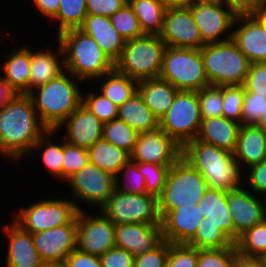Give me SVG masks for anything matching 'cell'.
I'll list each match as a JSON object with an SVG mask.
<instances>
[{
    "label": "cell",
    "instance_id": "cell-1",
    "mask_svg": "<svg viewBox=\"0 0 266 267\" xmlns=\"http://www.w3.org/2000/svg\"><path fill=\"white\" fill-rule=\"evenodd\" d=\"M48 131L27 94H15L0 109V154L10 160L33 152L35 143Z\"/></svg>",
    "mask_w": 266,
    "mask_h": 267
},
{
    "label": "cell",
    "instance_id": "cell-2",
    "mask_svg": "<svg viewBox=\"0 0 266 267\" xmlns=\"http://www.w3.org/2000/svg\"><path fill=\"white\" fill-rule=\"evenodd\" d=\"M79 82L81 83L82 80L65 70L57 78L51 79L46 84L37 86L27 93L41 123L48 130H56L79 107L82 102V90Z\"/></svg>",
    "mask_w": 266,
    "mask_h": 267
},
{
    "label": "cell",
    "instance_id": "cell-3",
    "mask_svg": "<svg viewBox=\"0 0 266 267\" xmlns=\"http://www.w3.org/2000/svg\"><path fill=\"white\" fill-rule=\"evenodd\" d=\"M182 157L204 177L209 188L229 191L242 186L243 170L227 150L195 138L183 146Z\"/></svg>",
    "mask_w": 266,
    "mask_h": 267
},
{
    "label": "cell",
    "instance_id": "cell-4",
    "mask_svg": "<svg viewBox=\"0 0 266 267\" xmlns=\"http://www.w3.org/2000/svg\"><path fill=\"white\" fill-rule=\"evenodd\" d=\"M57 37L63 50L65 70L74 77L82 81L99 80L114 69L97 42L79 28L66 30Z\"/></svg>",
    "mask_w": 266,
    "mask_h": 267
},
{
    "label": "cell",
    "instance_id": "cell-5",
    "mask_svg": "<svg viewBox=\"0 0 266 267\" xmlns=\"http://www.w3.org/2000/svg\"><path fill=\"white\" fill-rule=\"evenodd\" d=\"M200 53L210 85L244 84L251 63L232 39L205 44Z\"/></svg>",
    "mask_w": 266,
    "mask_h": 267
},
{
    "label": "cell",
    "instance_id": "cell-6",
    "mask_svg": "<svg viewBox=\"0 0 266 267\" xmlns=\"http://www.w3.org/2000/svg\"><path fill=\"white\" fill-rule=\"evenodd\" d=\"M208 189L204 177L183 157L170 167L165 187L158 197L161 219L171 210L198 204Z\"/></svg>",
    "mask_w": 266,
    "mask_h": 267
},
{
    "label": "cell",
    "instance_id": "cell-7",
    "mask_svg": "<svg viewBox=\"0 0 266 267\" xmlns=\"http://www.w3.org/2000/svg\"><path fill=\"white\" fill-rule=\"evenodd\" d=\"M166 44L159 35L145 34L126 40L114 68L137 81L159 78Z\"/></svg>",
    "mask_w": 266,
    "mask_h": 267
},
{
    "label": "cell",
    "instance_id": "cell-8",
    "mask_svg": "<svg viewBox=\"0 0 266 267\" xmlns=\"http://www.w3.org/2000/svg\"><path fill=\"white\" fill-rule=\"evenodd\" d=\"M159 78L178 91H200L210 85L200 49L166 46Z\"/></svg>",
    "mask_w": 266,
    "mask_h": 267
},
{
    "label": "cell",
    "instance_id": "cell-9",
    "mask_svg": "<svg viewBox=\"0 0 266 267\" xmlns=\"http://www.w3.org/2000/svg\"><path fill=\"white\" fill-rule=\"evenodd\" d=\"M75 202L63 198L42 199L28 207L20 208L12 221L31 234L69 225L76 219L78 211L84 210Z\"/></svg>",
    "mask_w": 266,
    "mask_h": 267
},
{
    "label": "cell",
    "instance_id": "cell-10",
    "mask_svg": "<svg viewBox=\"0 0 266 267\" xmlns=\"http://www.w3.org/2000/svg\"><path fill=\"white\" fill-rule=\"evenodd\" d=\"M99 210L114 224H161L158 198L147 193L126 194L115 189Z\"/></svg>",
    "mask_w": 266,
    "mask_h": 267
},
{
    "label": "cell",
    "instance_id": "cell-11",
    "mask_svg": "<svg viewBox=\"0 0 266 267\" xmlns=\"http://www.w3.org/2000/svg\"><path fill=\"white\" fill-rule=\"evenodd\" d=\"M202 121L196 91H178L173 104L159 119V129L181 146L197 137Z\"/></svg>",
    "mask_w": 266,
    "mask_h": 267
},
{
    "label": "cell",
    "instance_id": "cell-12",
    "mask_svg": "<svg viewBox=\"0 0 266 267\" xmlns=\"http://www.w3.org/2000/svg\"><path fill=\"white\" fill-rule=\"evenodd\" d=\"M189 7L205 44L232 39L231 28L237 16L232 8L217 0H196Z\"/></svg>",
    "mask_w": 266,
    "mask_h": 267
},
{
    "label": "cell",
    "instance_id": "cell-13",
    "mask_svg": "<svg viewBox=\"0 0 266 267\" xmlns=\"http://www.w3.org/2000/svg\"><path fill=\"white\" fill-rule=\"evenodd\" d=\"M74 199L101 208L116 189L115 177L88 163L67 180Z\"/></svg>",
    "mask_w": 266,
    "mask_h": 267
},
{
    "label": "cell",
    "instance_id": "cell-14",
    "mask_svg": "<svg viewBox=\"0 0 266 267\" xmlns=\"http://www.w3.org/2000/svg\"><path fill=\"white\" fill-rule=\"evenodd\" d=\"M97 215V216H96ZM115 247V224L100 215H87L85 210L77 213V249L81 252L101 256Z\"/></svg>",
    "mask_w": 266,
    "mask_h": 267
},
{
    "label": "cell",
    "instance_id": "cell-15",
    "mask_svg": "<svg viewBox=\"0 0 266 267\" xmlns=\"http://www.w3.org/2000/svg\"><path fill=\"white\" fill-rule=\"evenodd\" d=\"M183 146L161 129L139 133L131 161L173 166L181 157Z\"/></svg>",
    "mask_w": 266,
    "mask_h": 267
},
{
    "label": "cell",
    "instance_id": "cell-16",
    "mask_svg": "<svg viewBox=\"0 0 266 267\" xmlns=\"http://www.w3.org/2000/svg\"><path fill=\"white\" fill-rule=\"evenodd\" d=\"M159 36L170 47L201 49L205 45L189 6L167 8Z\"/></svg>",
    "mask_w": 266,
    "mask_h": 267
},
{
    "label": "cell",
    "instance_id": "cell-17",
    "mask_svg": "<svg viewBox=\"0 0 266 267\" xmlns=\"http://www.w3.org/2000/svg\"><path fill=\"white\" fill-rule=\"evenodd\" d=\"M34 246L46 265H62L77 249V216L69 225L32 234Z\"/></svg>",
    "mask_w": 266,
    "mask_h": 267
},
{
    "label": "cell",
    "instance_id": "cell-18",
    "mask_svg": "<svg viewBox=\"0 0 266 267\" xmlns=\"http://www.w3.org/2000/svg\"><path fill=\"white\" fill-rule=\"evenodd\" d=\"M241 186L227 191V205L233 223V241L236 242L240 235L256 224L265 220V197L251 193Z\"/></svg>",
    "mask_w": 266,
    "mask_h": 267
},
{
    "label": "cell",
    "instance_id": "cell-19",
    "mask_svg": "<svg viewBox=\"0 0 266 267\" xmlns=\"http://www.w3.org/2000/svg\"><path fill=\"white\" fill-rule=\"evenodd\" d=\"M232 29V40L250 63L266 62V31L251 13L237 14Z\"/></svg>",
    "mask_w": 266,
    "mask_h": 267
},
{
    "label": "cell",
    "instance_id": "cell-20",
    "mask_svg": "<svg viewBox=\"0 0 266 267\" xmlns=\"http://www.w3.org/2000/svg\"><path fill=\"white\" fill-rule=\"evenodd\" d=\"M103 122H101L82 102L56 129L66 127L67 137L64 141L84 149H90L102 139ZM66 139V140H65Z\"/></svg>",
    "mask_w": 266,
    "mask_h": 267
},
{
    "label": "cell",
    "instance_id": "cell-21",
    "mask_svg": "<svg viewBox=\"0 0 266 267\" xmlns=\"http://www.w3.org/2000/svg\"><path fill=\"white\" fill-rule=\"evenodd\" d=\"M162 241L161 224H115V246L134 256L152 251Z\"/></svg>",
    "mask_w": 266,
    "mask_h": 267
},
{
    "label": "cell",
    "instance_id": "cell-22",
    "mask_svg": "<svg viewBox=\"0 0 266 267\" xmlns=\"http://www.w3.org/2000/svg\"><path fill=\"white\" fill-rule=\"evenodd\" d=\"M203 218L198 204L169 211L161 219L163 240L169 243H187L195 235Z\"/></svg>",
    "mask_w": 266,
    "mask_h": 267
},
{
    "label": "cell",
    "instance_id": "cell-23",
    "mask_svg": "<svg viewBox=\"0 0 266 267\" xmlns=\"http://www.w3.org/2000/svg\"><path fill=\"white\" fill-rule=\"evenodd\" d=\"M3 234L9 236L6 267H43L39 252L34 246L32 234L23 230L14 221L6 224Z\"/></svg>",
    "mask_w": 266,
    "mask_h": 267
},
{
    "label": "cell",
    "instance_id": "cell-24",
    "mask_svg": "<svg viewBox=\"0 0 266 267\" xmlns=\"http://www.w3.org/2000/svg\"><path fill=\"white\" fill-rule=\"evenodd\" d=\"M79 29L97 42L113 64L119 60L126 40L115 30L110 17L88 14Z\"/></svg>",
    "mask_w": 266,
    "mask_h": 267
},
{
    "label": "cell",
    "instance_id": "cell-25",
    "mask_svg": "<svg viewBox=\"0 0 266 267\" xmlns=\"http://www.w3.org/2000/svg\"><path fill=\"white\" fill-rule=\"evenodd\" d=\"M233 156L241 169L266 160V133L257 125H241Z\"/></svg>",
    "mask_w": 266,
    "mask_h": 267
},
{
    "label": "cell",
    "instance_id": "cell-26",
    "mask_svg": "<svg viewBox=\"0 0 266 267\" xmlns=\"http://www.w3.org/2000/svg\"><path fill=\"white\" fill-rule=\"evenodd\" d=\"M240 128V123L224 116L202 119L196 139L233 153Z\"/></svg>",
    "mask_w": 266,
    "mask_h": 267
},
{
    "label": "cell",
    "instance_id": "cell-27",
    "mask_svg": "<svg viewBox=\"0 0 266 267\" xmlns=\"http://www.w3.org/2000/svg\"><path fill=\"white\" fill-rule=\"evenodd\" d=\"M56 50L55 53L49 48L37 50L38 52L31 50L29 91L57 78L65 71L63 50L59 42Z\"/></svg>",
    "mask_w": 266,
    "mask_h": 267
},
{
    "label": "cell",
    "instance_id": "cell-28",
    "mask_svg": "<svg viewBox=\"0 0 266 267\" xmlns=\"http://www.w3.org/2000/svg\"><path fill=\"white\" fill-rule=\"evenodd\" d=\"M2 64L3 78L15 94L29 92L31 49L23 46L13 49Z\"/></svg>",
    "mask_w": 266,
    "mask_h": 267
},
{
    "label": "cell",
    "instance_id": "cell-29",
    "mask_svg": "<svg viewBox=\"0 0 266 267\" xmlns=\"http://www.w3.org/2000/svg\"><path fill=\"white\" fill-rule=\"evenodd\" d=\"M137 91L146 106L160 119L173 104L178 90L166 80L151 78L138 81Z\"/></svg>",
    "mask_w": 266,
    "mask_h": 267
},
{
    "label": "cell",
    "instance_id": "cell-30",
    "mask_svg": "<svg viewBox=\"0 0 266 267\" xmlns=\"http://www.w3.org/2000/svg\"><path fill=\"white\" fill-rule=\"evenodd\" d=\"M198 207L206 222L220 227L233 240V223L227 205V191L208 187Z\"/></svg>",
    "mask_w": 266,
    "mask_h": 267
},
{
    "label": "cell",
    "instance_id": "cell-31",
    "mask_svg": "<svg viewBox=\"0 0 266 267\" xmlns=\"http://www.w3.org/2000/svg\"><path fill=\"white\" fill-rule=\"evenodd\" d=\"M118 119L124 121L138 133L159 129V119L146 106L138 91L118 107Z\"/></svg>",
    "mask_w": 266,
    "mask_h": 267
},
{
    "label": "cell",
    "instance_id": "cell-32",
    "mask_svg": "<svg viewBox=\"0 0 266 267\" xmlns=\"http://www.w3.org/2000/svg\"><path fill=\"white\" fill-rule=\"evenodd\" d=\"M89 163L117 176L120 169L131 160V154L126 150L110 144L103 138L88 149Z\"/></svg>",
    "mask_w": 266,
    "mask_h": 267
},
{
    "label": "cell",
    "instance_id": "cell-33",
    "mask_svg": "<svg viewBox=\"0 0 266 267\" xmlns=\"http://www.w3.org/2000/svg\"><path fill=\"white\" fill-rule=\"evenodd\" d=\"M100 83V93L111 100L118 107L129 100L137 92L138 81L118 72L115 68L104 74Z\"/></svg>",
    "mask_w": 266,
    "mask_h": 267
},
{
    "label": "cell",
    "instance_id": "cell-34",
    "mask_svg": "<svg viewBox=\"0 0 266 267\" xmlns=\"http://www.w3.org/2000/svg\"><path fill=\"white\" fill-rule=\"evenodd\" d=\"M136 17L144 34L159 35L163 28L166 8L160 0H131Z\"/></svg>",
    "mask_w": 266,
    "mask_h": 267
},
{
    "label": "cell",
    "instance_id": "cell-35",
    "mask_svg": "<svg viewBox=\"0 0 266 267\" xmlns=\"http://www.w3.org/2000/svg\"><path fill=\"white\" fill-rule=\"evenodd\" d=\"M197 249H224L235 246V242L218 226L203 218L195 235L186 243Z\"/></svg>",
    "mask_w": 266,
    "mask_h": 267
},
{
    "label": "cell",
    "instance_id": "cell-36",
    "mask_svg": "<svg viewBox=\"0 0 266 267\" xmlns=\"http://www.w3.org/2000/svg\"><path fill=\"white\" fill-rule=\"evenodd\" d=\"M235 246L239 255L266 258V220L240 235Z\"/></svg>",
    "mask_w": 266,
    "mask_h": 267
},
{
    "label": "cell",
    "instance_id": "cell-37",
    "mask_svg": "<svg viewBox=\"0 0 266 267\" xmlns=\"http://www.w3.org/2000/svg\"><path fill=\"white\" fill-rule=\"evenodd\" d=\"M57 133L56 130H48L33 146V151L40 150L42 147V161L45 169L56 178L62 181V163H63V143L57 144L48 139L52 134ZM46 146V147H45ZM44 149V150H43Z\"/></svg>",
    "mask_w": 266,
    "mask_h": 267
},
{
    "label": "cell",
    "instance_id": "cell-38",
    "mask_svg": "<svg viewBox=\"0 0 266 267\" xmlns=\"http://www.w3.org/2000/svg\"><path fill=\"white\" fill-rule=\"evenodd\" d=\"M59 10L53 18L58 21V34L69 30L78 29L84 22L87 13L86 0H59Z\"/></svg>",
    "mask_w": 266,
    "mask_h": 267
},
{
    "label": "cell",
    "instance_id": "cell-39",
    "mask_svg": "<svg viewBox=\"0 0 266 267\" xmlns=\"http://www.w3.org/2000/svg\"><path fill=\"white\" fill-rule=\"evenodd\" d=\"M139 133L120 119L103 124L102 138L130 154L134 150Z\"/></svg>",
    "mask_w": 266,
    "mask_h": 267
},
{
    "label": "cell",
    "instance_id": "cell-40",
    "mask_svg": "<svg viewBox=\"0 0 266 267\" xmlns=\"http://www.w3.org/2000/svg\"><path fill=\"white\" fill-rule=\"evenodd\" d=\"M115 30L125 39L130 40L145 35L140 27L132 6L127 3L110 17Z\"/></svg>",
    "mask_w": 266,
    "mask_h": 267
},
{
    "label": "cell",
    "instance_id": "cell-41",
    "mask_svg": "<svg viewBox=\"0 0 266 267\" xmlns=\"http://www.w3.org/2000/svg\"><path fill=\"white\" fill-rule=\"evenodd\" d=\"M122 175L123 179L120 178V176ZM115 182H116V189L121 193H126V194L146 193V184L144 176L139 171L138 165L131 160L120 169L117 176L115 177Z\"/></svg>",
    "mask_w": 266,
    "mask_h": 267
},
{
    "label": "cell",
    "instance_id": "cell-42",
    "mask_svg": "<svg viewBox=\"0 0 266 267\" xmlns=\"http://www.w3.org/2000/svg\"><path fill=\"white\" fill-rule=\"evenodd\" d=\"M202 119L223 116V85H209L197 91Z\"/></svg>",
    "mask_w": 266,
    "mask_h": 267
},
{
    "label": "cell",
    "instance_id": "cell-43",
    "mask_svg": "<svg viewBox=\"0 0 266 267\" xmlns=\"http://www.w3.org/2000/svg\"><path fill=\"white\" fill-rule=\"evenodd\" d=\"M143 174L146 184V193L159 197L165 187L166 177L170 167L154 163L135 162Z\"/></svg>",
    "mask_w": 266,
    "mask_h": 267
},
{
    "label": "cell",
    "instance_id": "cell-44",
    "mask_svg": "<svg viewBox=\"0 0 266 267\" xmlns=\"http://www.w3.org/2000/svg\"><path fill=\"white\" fill-rule=\"evenodd\" d=\"M89 163L88 150L71 145L63 140L62 181L80 171Z\"/></svg>",
    "mask_w": 266,
    "mask_h": 267
},
{
    "label": "cell",
    "instance_id": "cell-45",
    "mask_svg": "<svg viewBox=\"0 0 266 267\" xmlns=\"http://www.w3.org/2000/svg\"><path fill=\"white\" fill-rule=\"evenodd\" d=\"M82 103L103 123L118 118V106L102 93L88 92L82 94Z\"/></svg>",
    "mask_w": 266,
    "mask_h": 267
},
{
    "label": "cell",
    "instance_id": "cell-46",
    "mask_svg": "<svg viewBox=\"0 0 266 267\" xmlns=\"http://www.w3.org/2000/svg\"><path fill=\"white\" fill-rule=\"evenodd\" d=\"M245 95L243 85H223V116L241 124Z\"/></svg>",
    "mask_w": 266,
    "mask_h": 267
},
{
    "label": "cell",
    "instance_id": "cell-47",
    "mask_svg": "<svg viewBox=\"0 0 266 267\" xmlns=\"http://www.w3.org/2000/svg\"><path fill=\"white\" fill-rule=\"evenodd\" d=\"M237 254L236 246L224 249H198L197 267H233Z\"/></svg>",
    "mask_w": 266,
    "mask_h": 267
},
{
    "label": "cell",
    "instance_id": "cell-48",
    "mask_svg": "<svg viewBox=\"0 0 266 267\" xmlns=\"http://www.w3.org/2000/svg\"><path fill=\"white\" fill-rule=\"evenodd\" d=\"M198 249L186 243H169L165 267H197Z\"/></svg>",
    "mask_w": 266,
    "mask_h": 267
},
{
    "label": "cell",
    "instance_id": "cell-49",
    "mask_svg": "<svg viewBox=\"0 0 266 267\" xmlns=\"http://www.w3.org/2000/svg\"><path fill=\"white\" fill-rule=\"evenodd\" d=\"M266 109V97L245 90L241 125H256Z\"/></svg>",
    "mask_w": 266,
    "mask_h": 267
},
{
    "label": "cell",
    "instance_id": "cell-50",
    "mask_svg": "<svg viewBox=\"0 0 266 267\" xmlns=\"http://www.w3.org/2000/svg\"><path fill=\"white\" fill-rule=\"evenodd\" d=\"M243 86L247 92L266 97V62L250 64Z\"/></svg>",
    "mask_w": 266,
    "mask_h": 267
},
{
    "label": "cell",
    "instance_id": "cell-51",
    "mask_svg": "<svg viewBox=\"0 0 266 267\" xmlns=\"http://www.w3.org/2000/svg\"><path fill=\"white\" fill-rule=\"evenodd\" d=\"M169 252V242L163 240L152 251L135 256L134 267H165Z\"/></svg>",
    "mask_w": 266,
    "mask_h": 267
},
{
    "label": "cell",
    "instance_id": "cell-52",
    "mask_svg": "<svg viewBox=\"0 0 266 267\" xmlns=\"http://www.w3.org/2000/svg\"><path fill=\"white\" fill-rule=\"evenodd\" d=\"M246 171L248 174L243 175V182H248V186L254 194L261 195L262 198L266 196V160H263L259 164L250 166ZM264 194V196H263Z\"/></svg>",
    "mask_w": 266,
    "mask_h": 267
},
{
    "label": "cell",
    "instance_id": "cell-53",
    "mask_svg": "<svg viewBox=\"0 0 266 267\" xmlns=\"http://www.w3.org/2000/svg\"><path fill=\"white\" fill-rule=\"evenodd\" d=\"M100 259L102 267H134L135 256L115 246L102 254Z\"/></svg>",
    "mask_w": 266,
    "mask_h": 267
},
{
    "label": "cell",
    "instance_id": "cell-54",
    "mask_svg": "<svg viewBox=\"0 0 266 267\" xmlns=\"http://www.w3.org/2000/svg\"><path fill=\"white\" fill-rule=\"evenodd\" d=\"M127 3L125 0H86L87 13L111 17Z\"/></svg>",
    "mask_w": 266,
    "mask_h": 267
},
{
    "label": "cell",
    "instance_id": "cell-55",
    "mask_svg": "<svg viewBox=\"0 0 266 267\" xmlns=\"http://www.w3.org/2000/svg\"><path fill=\"white\" fill-rule=\"evenodd\" d=\"M62 267H102L100 256L75 249L63 262Z\"/></svg>",
    "mask_w": 266,
    "mask_h": 267
},
{
    "label": "cell",
    "instance_id": "cell-56",
    "mask_svg": "<svg viewBox=\"0 0 266 267\" xmlns=\"http://www.w3.org/2000/svg\"><path fill=\"white\" fill-rule=\"evenodd\" d=\"M218 2L232 8L237 14L251 13L260 5L265 3V0H217Z\"/></svg>",
    "mask_w": 266,
    "mask_h": 267
},
{
    "label": "cell",
    "instance_id": "cell-57",
    "mask_svg": "<svg viewBox=\"0 0 266 267\" xmlns=\"http://www.w3.org/2000/svg\"><path fill=\"white\" fill-rule=\"evenodd\" d=\"M33 4L36 8L48 18L53 19L59 10V0H33Z\"/></svg>",
    "mask_w": 266,
    "mask_h": 267
},
{
    "label": "cell",
    "instance_id": "cell-58",
    "mask_svg": "<svg viewBox=\"0 0 266 267\" xmlns=\"http://www.w3.org/2000/svg\"><path fill=\"white\" fill-rule=\"evenodd\" d=\"M233 267H266V258L245 257L237 254Z\"/></svg>",
    "mask_w": 266,
    "mask_h": 267
},
{
    "label": "cell",
    "instance_id": "cell-59",
    "mask_svg": "<svg viewBox=\"0 0 266 267\" xmlns=\"http://www.w3.org/2000/svg\"><path fill=\"white\" fill-rule=\"evenodd\" d=\"M15 95V92L9 87L3 76L0 77V109Z\"/></svg>",
    "mask_w": 266,
    "mask_h": 267
},
{
    "label": "cell",
    "instance_id": "cell-60",
    "mask_svg": "<svg viewBox=\"0 0 266 267\" xmlns=\"http://www.w3.org/2000/svg\"><path fill=\"white\" fill-rule=\"evenodd\" d=\"M163 6L167 8L188 7L196 0H160Z\"/></svg>",
    "mask_w": 266,
    "mask_h": 267
},
{
    "label": "cell",
    "instance_id": "cell-61",
    "mask_svg": "<svg viewBox=\"0 0 266 267\" xmlns=\"http://www.w3.org/2000/svg\"><path fill=\"white\" fill-rule=\"evenodd\" d=\"M251 14L260 22L266 31V2L252 11Z\"/></svg>",
    "mask_w": 266,
    "mask_h": 267
},
{
    "label": "cell",
    "instance_id": "cell-62",
    "mask_svg": "<svg viewBox=\"0 0 266 267\" xmlns=\"http://www.w3.org/2000/svg\"><path fill=\"white\" fill-rule=\"evenodd\" d=\"M256 125L266 133V109Z\"/></svg>",
    "mask_w": 266,
    "mask_h": 267
},
{
    "label": "cell",
    "instance_id": "cell-63",
    "mask_svg": "<svg viewBox=\"0 0 266 267\" xmlns=\"http://www.w3.org/2000/svg\"><path fill=\"white\" fill-rule=\"evenodd\" d=\"M43 267H62L61 265H44Z\"/></svg>",
    "mask_w": 266,
    "mask_h": 267
}]
</instances>
